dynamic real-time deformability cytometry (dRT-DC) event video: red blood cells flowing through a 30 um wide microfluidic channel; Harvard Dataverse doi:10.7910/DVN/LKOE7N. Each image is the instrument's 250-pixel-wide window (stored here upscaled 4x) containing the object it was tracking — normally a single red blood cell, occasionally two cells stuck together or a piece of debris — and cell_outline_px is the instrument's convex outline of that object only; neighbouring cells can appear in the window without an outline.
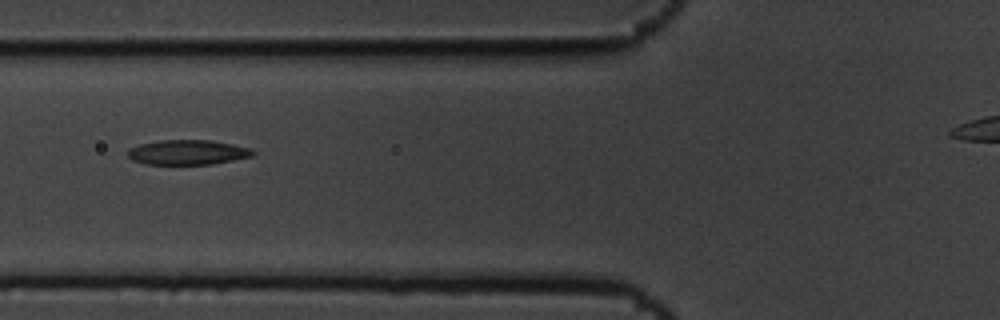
{"species": "common noctule bat (a hibernating species)", "species_latin": "Nyctalus noctula", "temperature_condition": "cold", "stored_images_in_passage": 7, "camera_frame_rate_fps": 3000, "um_per_image_px": 0.085, "animal": {"sex": "male", "body_mass_g": 19.5, "forearm_length_mm": 54.6}, "frame": {"image": 1, "passage_image": 7, "time_ms": 2.0, "image_size_px": [1000, 320], "cell_outline_px": [[256, 152], [252, 156], [212, 164], [144, 164], [132, 160], [128, 156], [128, 148], [140, 144], [160, 140], [208, 140], [232, 144], [248, 148]], "centroid_in_image_um": [15.91, 12.95], "position_along_channel_um": 109.9, "area_um2": 17.98}}